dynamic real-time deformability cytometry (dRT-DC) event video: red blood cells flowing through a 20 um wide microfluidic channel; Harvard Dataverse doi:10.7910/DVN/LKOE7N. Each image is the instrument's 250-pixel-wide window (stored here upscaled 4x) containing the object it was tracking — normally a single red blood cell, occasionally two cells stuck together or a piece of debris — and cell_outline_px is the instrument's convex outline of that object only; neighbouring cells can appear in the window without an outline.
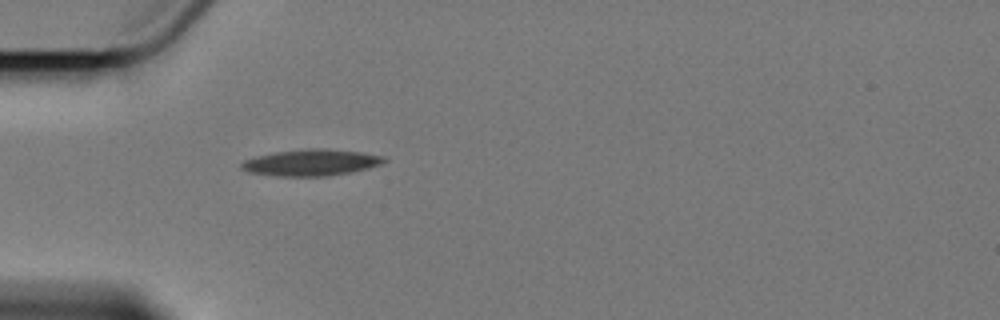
{"species": "Egyptian fruit bat (a non-hibernating species)", "species_latin": "Rousettus aegyptiacus", "temperature_condition": "cold", "stored_images_in_passage": 1, "camera_frame_rate_fps": 3000, "um_per_image_px": 0.085, "animal": {"sex": "female"}, "frame": {"image": 1, "passage_image": 1, "time_ms": 0.0, "image_size_px": [1000, 320], "cell_outline_px": [[388, 160], [380, 164], [368, 168], [328, 176], [276, 176], [248, 172], [240, 168], [240, 164], [244, 160], [256, 156], [272, 152], [308, 148], [324, 148], [360, 152], [384, 156]], "centroid_in_image_um": [26.41, 13.81], "position_along_channel_um": 58.6, "area_um2": 22.02}}